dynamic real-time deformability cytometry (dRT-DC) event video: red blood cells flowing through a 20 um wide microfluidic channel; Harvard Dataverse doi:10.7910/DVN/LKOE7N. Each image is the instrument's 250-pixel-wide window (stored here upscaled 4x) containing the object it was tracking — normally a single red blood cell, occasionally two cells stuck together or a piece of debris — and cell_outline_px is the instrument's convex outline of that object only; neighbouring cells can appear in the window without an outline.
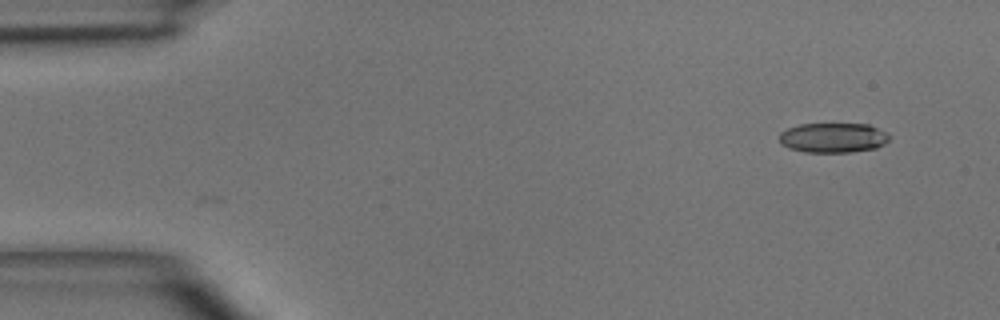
{"species": "common noctule bat (a hibernating species)", "species_latin": "Nyctalus noctula", "temperature_condition": "room temperature", "stored_images_in_passage": 2, "camera_frame_rate_fps": 3000, "um_per_image_px": 0.085, "animal": {"sex": "male", "body_mass_g": 15.6}, "frame": {"image": 1, "passage_image": 2, "time_ms": 1.0, "image_size_px": [1000, 320], "cell_outline_px": [[892, 136], [884, 144], [876, 148], [852, 152], [804, 152], [788, 148], [780, 144], [780, 132], [788, 128], [800, 124], [868, 124], [888, 132]], "centroid_in_image_um": [70.84, 11.71], "position_along_channel_um": 14.2, "area_um2": 19.31}}